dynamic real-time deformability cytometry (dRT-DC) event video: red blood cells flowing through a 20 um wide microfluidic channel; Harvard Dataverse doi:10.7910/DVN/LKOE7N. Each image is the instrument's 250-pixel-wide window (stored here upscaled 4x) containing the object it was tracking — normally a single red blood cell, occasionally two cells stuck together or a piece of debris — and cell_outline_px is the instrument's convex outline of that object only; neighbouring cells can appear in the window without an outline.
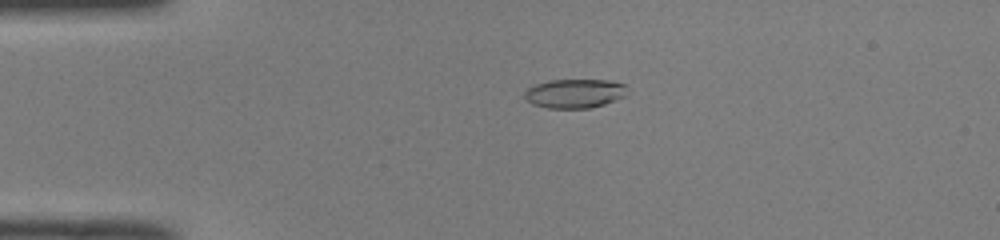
{"species": "common noctule bat (a hibernating species)", "species_latin": "Nyctalus noctula", "temperature_condition": "room temperature", "stored_images_in_passage": 44, "camera_frame_rate_fps": 3000, "um_per_image_px": 0.085, "animal": {"sex": "male", "body_mass_g": 19.0, "forearm_length_mm": 50.8}, "frame": {"image": 1, "passage_image": 5, "time_ms": 1.333, "image_size_px": [1000, 240], "cell_outline_px": [[628, 88], [624, 96], [616, 100], [604, 104], [588, 108], [548, 108], [532, 104], [524, 100], [524, 92], [532, 84], [548, 80], [612, 80], [624, 84]], "centroid_in_image_um": [48.81, 7.93], "position_along_channel_um": 36.2, "area_um2": 17.63}}
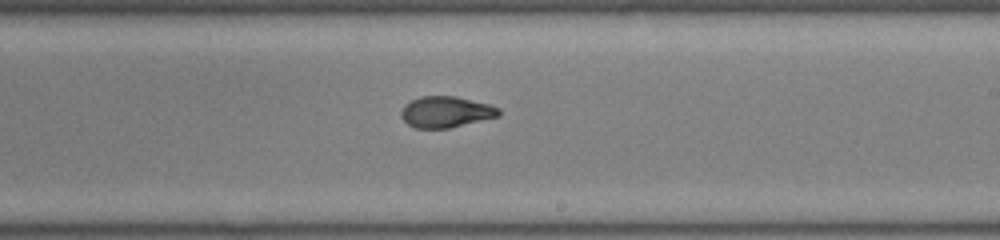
{"frame": {"image": 2, "passage_image": 24, "time_ms": 7.667, "image_size_px": [1000, 240], "cell_outline_px": [[500, 116], [448, 128], [416, 128], [408, 124], [400, 116], [400, 112], [404, 104], [420, 96], [456, 96], [488, 104], [500, 108]], "centroid_in_image_um": [37.89, 9.51], "position_along_channel_um": 251.1, "area_um2": 17.69}}
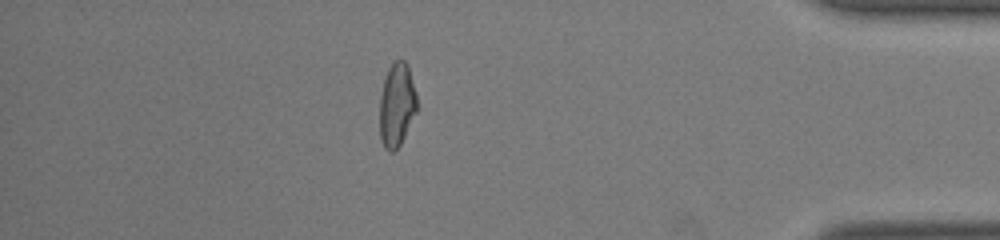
{"frame": {"image": 3, "passage_image": 38, "time_ms": 12.333, "image_size_px": [1000, 240], "cell_outline_px": [[420, 108], [400, 144], [392, 152], [388, 152], [384, 148], [380, 136], [380, 96], [384, 80], [388, 68], [396, 60], [404, 60], [408, 64], [416, 92]], "centroid_in_image_um": [33.76, 8.92], "position_along_channel_um": 401.4, "area_um2": 18.55}, "authors_computed_cell_mechanics": {"area_um2": 18.0625, "velocity_mm_per_s": 4.0287, "shape_relaxation_time_tau1_ms": 9.8679, "shape_relaxation_time_tau2_ms": 1.2459, "deformation_change_tau1": 0.2702, "deformation_change_tau2": 0.0725}}